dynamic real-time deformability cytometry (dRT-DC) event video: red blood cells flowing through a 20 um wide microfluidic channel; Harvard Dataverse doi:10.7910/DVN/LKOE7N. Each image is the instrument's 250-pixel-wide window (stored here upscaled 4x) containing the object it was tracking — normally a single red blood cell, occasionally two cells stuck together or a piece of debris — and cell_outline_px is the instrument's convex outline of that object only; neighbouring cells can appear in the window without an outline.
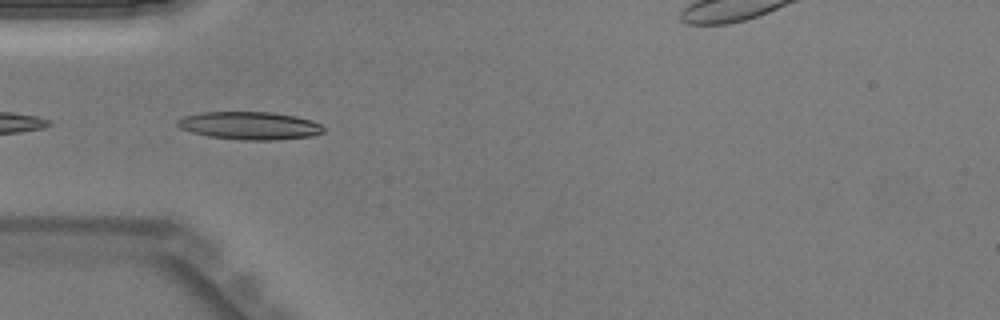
{"species": "Egyptian fruit bat (a non-hibernating species)", "species_latin": "Rousettus aegyptiacus", "temperature_condition": "warm", "stored_images_in_passage": 32, "camera_frame_rate_fps": 3000, "um_per_image_px": 0.085, "animal": {"sex": "male"}, "frame": {"image": 1, "passage_image": 1, "time_ms": 0.0, "image_size_px": [1000, 320], "cell_outline_px": [[328, 128], [324, 132], [312, 136], [276, 140], [244, 140], [208, 136], [192, 132], [180, 128], [176, 124], [176, 120], [184, 116], [200, 112], [272, 112], [296, 116], [312, 120]], "centroid_in_image_um": [21.26, 10.67], "position_along_channel_um": 63.7, "area_um2": 23.93}}
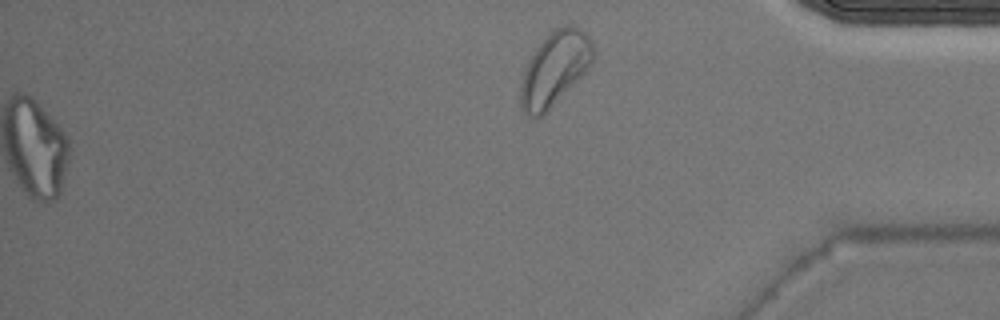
{"frame": {"image": 2, "passage_image": 32, "time_ms": 10.333, "image_size_px": [1000, 320], "cell_outline_px": [[596, 52], [592, 60], [584, 72], [540, 116], [532, 116], [524, 112], [520, 104], [520, 88], [524, 72], [528, 60], [536, 48], [556, 28], [568, 24], [580, 28], [592, 40]], "centroid_in_image_um": [47.16, 5.78], "position_along_channel_um": 388.0, "area_um2": 30.11}}